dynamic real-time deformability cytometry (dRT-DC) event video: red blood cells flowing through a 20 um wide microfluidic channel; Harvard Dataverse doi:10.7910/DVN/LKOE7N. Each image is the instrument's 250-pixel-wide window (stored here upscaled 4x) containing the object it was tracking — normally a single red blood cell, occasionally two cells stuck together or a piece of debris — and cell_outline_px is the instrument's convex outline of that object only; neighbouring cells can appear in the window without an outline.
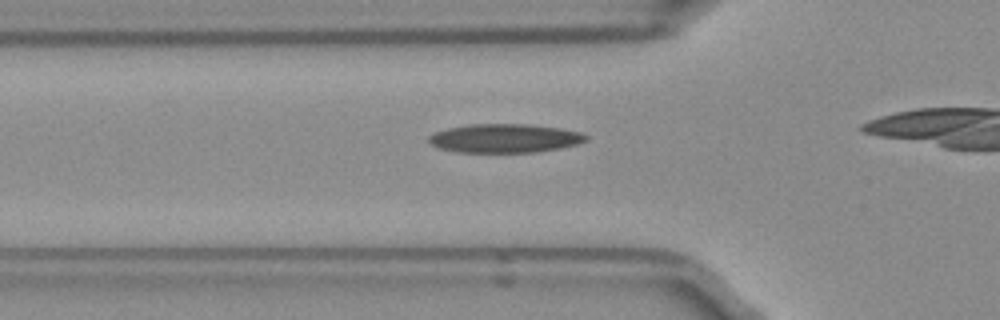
{"species": "Egyptian fruit bat (a non-hibernating species)", "species_latin": "Rousettus aegyptiacus", "temperature_condition": "room temperature", "stored_images_in_passage": 17, "camera_frame_rate_fps": 3000, "um_per_image_px": 0.085, "frame": {"image": 1, "passage_image": 12, "time_ms": 3.667, "image_size_px": [1000, 320], "cell_outline_px": [[588, 140], [576, 144], [560, 148], [540, 152], [456, 152], [436, 148], [428, 140], [428, 136], [436, 132], [448, 128], [472, 124], [528, 124], [560, 128], [584, 132], [588, 136]], "centroid_in_image_um": [42.93, 11.76], "position_along_channel_um": 82.9, "area_um2": 26.53}}